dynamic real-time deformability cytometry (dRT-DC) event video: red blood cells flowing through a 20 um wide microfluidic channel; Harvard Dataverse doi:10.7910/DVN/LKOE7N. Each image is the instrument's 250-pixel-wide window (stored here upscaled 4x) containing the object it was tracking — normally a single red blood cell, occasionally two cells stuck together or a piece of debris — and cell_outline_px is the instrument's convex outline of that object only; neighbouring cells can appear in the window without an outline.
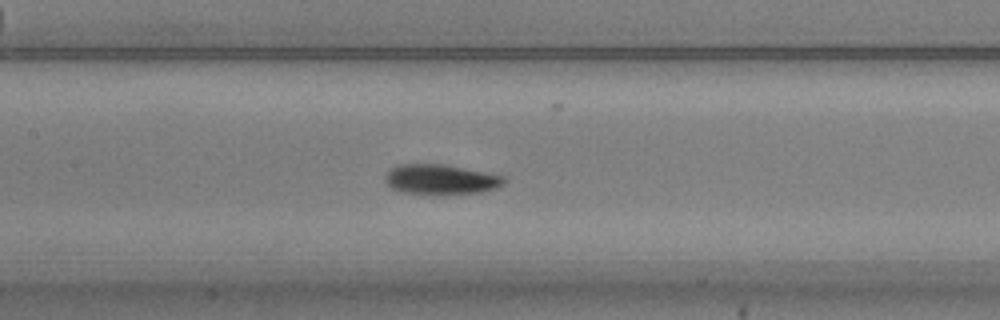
{"species": "common noctule bat (a hibernating species)", "species_latin": "Nyctalus noctula", "temperature_condition": "warm", "stored_images_in_passage": 47, "camera_frame_rate_fps": 3000, "um_per_image_px": 0.085, "animal": {"sex": "male", "body_mass_g": 20.5, "forearm_length_mm": 52.5}, "frame": {"image": 1, "passage_image": 18, "time_ms": 5.667, "image_size_px": [1000, 320], "cell_outline_px": [[508, 180], [504, 184], [496, 188], [480, 192], [432, 196], [424, 196], [404, 192], [388, 188], [384, 180], [384, 176], [392, 168], [400, 164], [444, 164], [504, 176]], "centroid_in_image_um": [37.43, 15.29], "position_along_channel_um": 170.0, "area_um2": 21.39}}
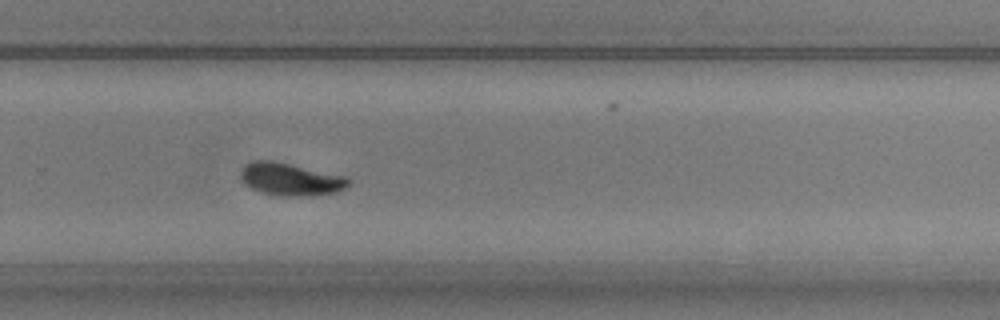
{"frame": {"image": 2, "passage_image": 29, "time_ms": 9.333, "image_size_px": [1000, 320], "cell_outline_px": [[352, 180], [344, 188], [336, 192], [308, 196], [280, 196], [260, 192], [244, 184], [240, 176], [240, 172], [244, 164], [252, 160], [272, 160], [348, 176]], "centroid_in_image_um": [24.69, 15.23], "position_along_channel_um": 305.1, "area_um2": 20.75}}
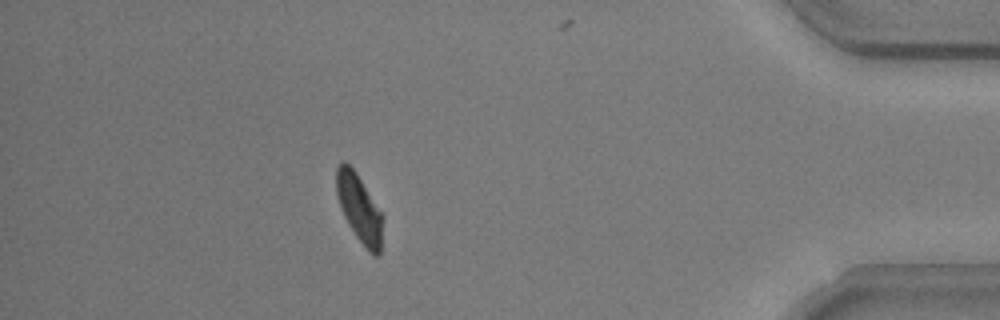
{"frame": {"image": 3, "passage_image": 41, "time_ms": 13.333, "image_size_px": [1000, 320], "cell_outline_px": [[384, 220], [380, 256], [372, 256], [368, 252], [356, 236], [348, 224], [344, 216], [336, 192], [336, 168], [340, 160], [344, 160], [356, 172], [384, 216]], "centroid_in_image_um": [30.57, 17.74], "position_along_channel_um": 404.6, "area_um2": 18.61}, "authors_computed_cell_mechanics": {"area_um2": 20.1722, "velocity_mm_per_s": 3.702, "shape_relaxation_time_tau1_ms": 2.4663, "shape_relaxation_time_tau2_ms": 4.0965, "deformation_change_tau1": 0.1552, "deformation_change_tau2": 0.0442}}